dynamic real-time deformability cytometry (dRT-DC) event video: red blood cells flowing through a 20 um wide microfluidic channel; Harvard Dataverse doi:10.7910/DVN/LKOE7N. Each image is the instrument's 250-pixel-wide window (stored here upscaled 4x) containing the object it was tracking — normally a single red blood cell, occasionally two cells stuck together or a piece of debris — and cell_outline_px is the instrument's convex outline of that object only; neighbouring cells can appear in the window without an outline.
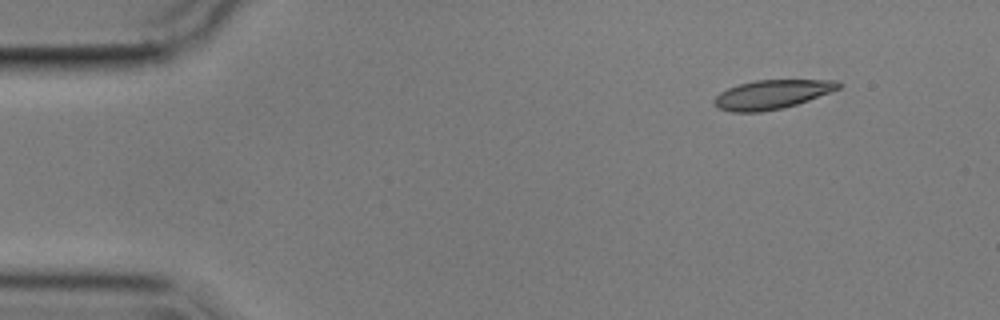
{"species": "common noctule bat (a hibernating species)", "species_latin": "Nyctalus noctula", "temperature_condition": "cold", "stored_images_in_passage": 3, "camera_frame_rate_fps": 3000, "um_per_image_px": 0.085, "animal": {"sex": "male", "body_mass_g": 17.9}, "frame": {"image": 1, "passage_image": 1, "time_ms": 0.0, "image_size_px": [1000, 320], "cell_outline_px": [[840, 88], [808, 100], [784, 108], [760, 112], [732, 112], [716, 108], [712, 100], [720, 92], [728, 88], [740, 84], [756, 80], [840, 80]], "centroid_in_image_um": [65.57, 8.03], "position_along_channel_um": 19.4, "area_um2": 20.98}}
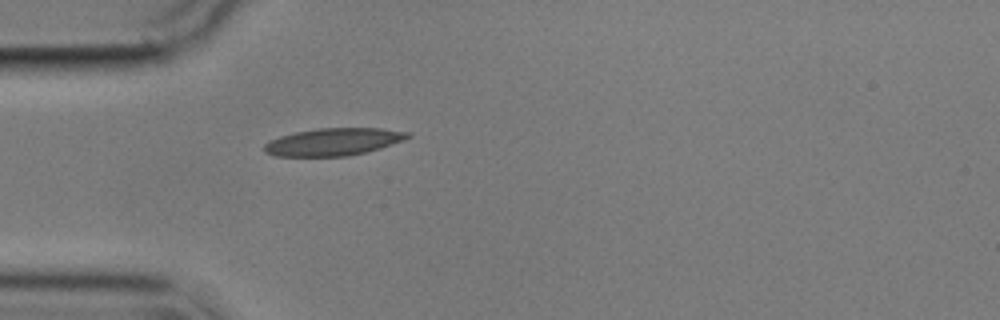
{"frame": {"image": 2, "passage_image": 3, "time_ms": 3.333, "image_size_px": [1000, 320], "cell_outline_px": [[412, 136], [404, 140], [380, 148], [348, 156], [276, 156], [264, 152], [264, 144], [268, 140], [280, 136], [296, 132], [316, 128], [380, 128], [408, 132]], "centroid_in_image_um": [28.32, 12.05], "position_along_channel_um": 56.7, "area_um2": 22.89}}